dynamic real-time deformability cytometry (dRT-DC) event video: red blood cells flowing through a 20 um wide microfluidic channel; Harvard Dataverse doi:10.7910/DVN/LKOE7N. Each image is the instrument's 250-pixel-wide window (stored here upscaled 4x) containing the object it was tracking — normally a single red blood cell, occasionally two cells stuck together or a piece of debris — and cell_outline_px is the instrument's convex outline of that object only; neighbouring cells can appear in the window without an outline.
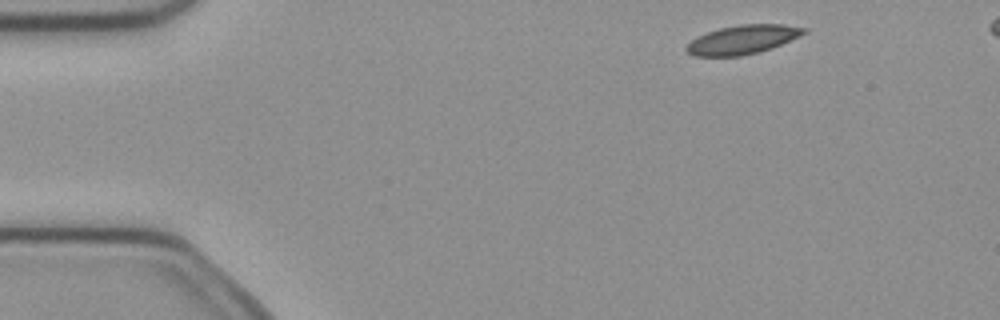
{"species": "common noctule bat (a hibernating species)", "species_latin": "Nyctalus noctula", "temperature_condition": "cold", "stored_images_in_passage": 4, "camera_frame_rate_fps": 3000, "um_per_image_px": 0.085, "animal": {"sex": "female", "body_mass_g": 21.9}, "frame": {"image": 1, "passage_image": 1, "time_ms": 0.0, "image_size_px": [1000, 320], "cell_outline_px": [[808, 32], [800, 36], [772, 48], [740, 56], [692, 56], [684, 48], [696, 36], [720, 28], [740, 24], [784, 24], [808, 28]], "centroid_in_image_um": [63.14, 3.36], "position_along_channel_um": 21.9, "area_um2": 19.83}}